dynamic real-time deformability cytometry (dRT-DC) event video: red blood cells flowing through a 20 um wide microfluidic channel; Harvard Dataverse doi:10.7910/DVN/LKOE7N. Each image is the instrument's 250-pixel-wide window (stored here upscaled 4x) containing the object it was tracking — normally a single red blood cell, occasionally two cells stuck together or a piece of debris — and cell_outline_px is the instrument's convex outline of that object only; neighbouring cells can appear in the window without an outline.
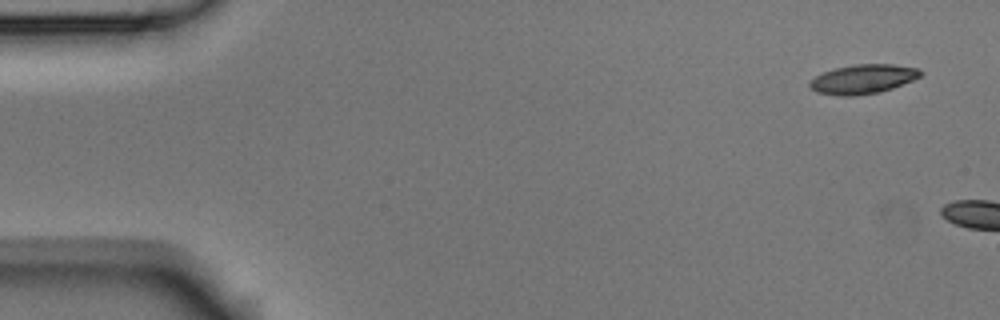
{"species": "Egyptian fruit bat (a non-hibernating species)", "species_latin": "Rousettus aegyptiacus", "temperature_condition": "room temperature", "stored_images_in_passage": 10, "camera_frame_rate_fps": 3000, "um_per_image_px": 0.085, "animal": {"sex": "male"}, "frame": {"image": 1, "passage_image": 1, "time_ms": 0.0, "image_size_px": [1000, 320], "cell_outline_px": [[924, 72], [920, 76], [912, 80], [892, 88], [880, 92], [856, 96], [840, 96], [816, 92], [808, 84], [816, 76], [824, 72], [836, 68], [856, 64], [892, 64], [920, 68]], "centroid_in_image_um": [73.38, 6.72], "position_along_channel_um": 11.6, "area_um2": 18.84}}
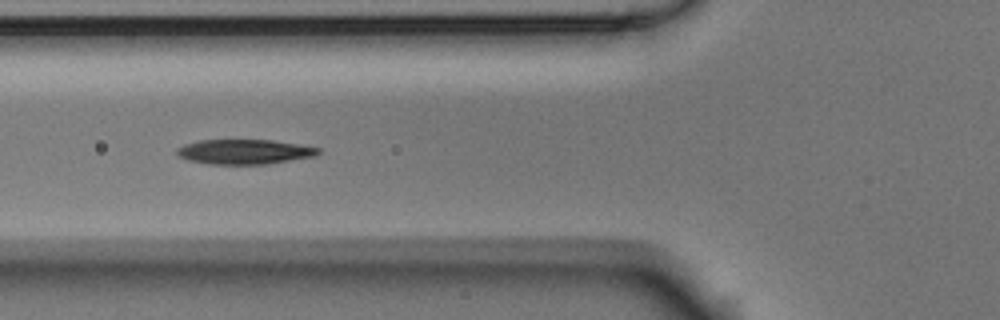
{"frame": {"image": 2, "passage_image": 7, "time_ms": 2.0, "image_size_px": [1000, 320], "cell_outline_px": [[320, 152], [316, 156], [268, 164], [208, 164], [188, 160], [180, 156], [176, 152], [176, 148], [184, 144], [200, 140], [272, 140], [320, 148]], "centroid_in_image_um": [20.77, 12.9], "position_along_channel_um": 105.0, "area_um2": 20.4}}
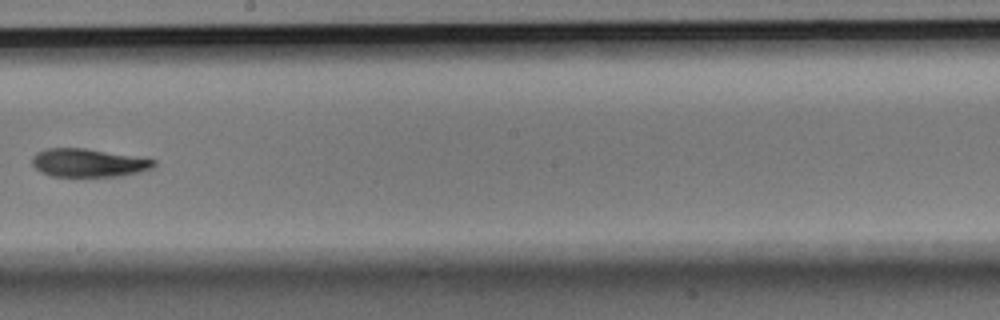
{"frame": {"image": 3, "passage_image": 10, "time_ms": 3.0, "image_size_px": [1000, 320], "cell_outline_px": [[156, 164], [152, 168], [140, 172], [124, 176], [52, 176], [40, 172], [32, 164], [32, 156], [36, 152], [44, 148], [84, 148], [156, 160]], "centroid_in_image_um": [7.48, 13.84], "position_along_channel_um": 240.7, "area_um2": 20.0}}